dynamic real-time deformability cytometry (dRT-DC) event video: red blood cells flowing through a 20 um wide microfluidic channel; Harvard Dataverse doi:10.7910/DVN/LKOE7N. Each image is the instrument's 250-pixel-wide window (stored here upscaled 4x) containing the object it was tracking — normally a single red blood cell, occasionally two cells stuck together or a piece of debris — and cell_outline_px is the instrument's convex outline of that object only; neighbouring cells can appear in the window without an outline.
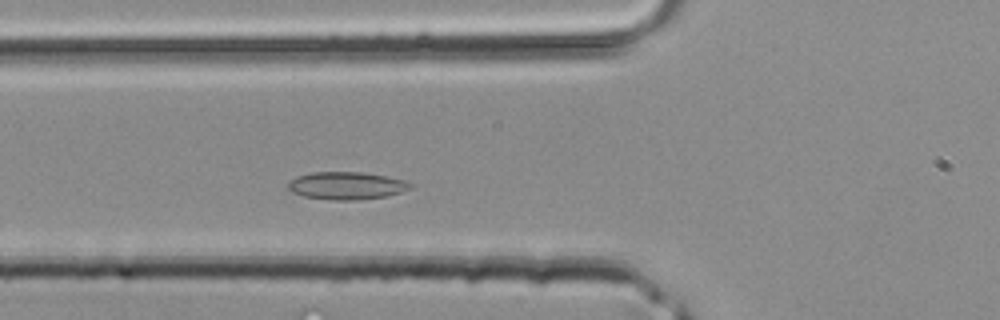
{"species": "common noctule bat (a hibernating species)", "species_latin": "Nyctalus noctula", "temperature_condition": "room temperature", "stored_images_in_passage": 35, "camera_frame_rate_fps": 3000, "um_per_image_px": 0.085, "animal": {"sex": "male", "body_mass_g": 20.4}, "frame": {"image": 1, "passage_image": 9, "time_ms": 2.667, "image_size_px": [1000, 320], "cell_outline_px": [[416, 184], [412, 188], [400, 192], [384, 196], [356, 200], [332, 200], [304, 196], [292, 192], [288, 188], [288, 184], [296, 176], [312, 172], [360, 172], [388, 176], [404, 180]], "centroid_in_image_um": [29.49, 15.77], "position_along_channel_um": 96.3, "area_um2": 19.65}}
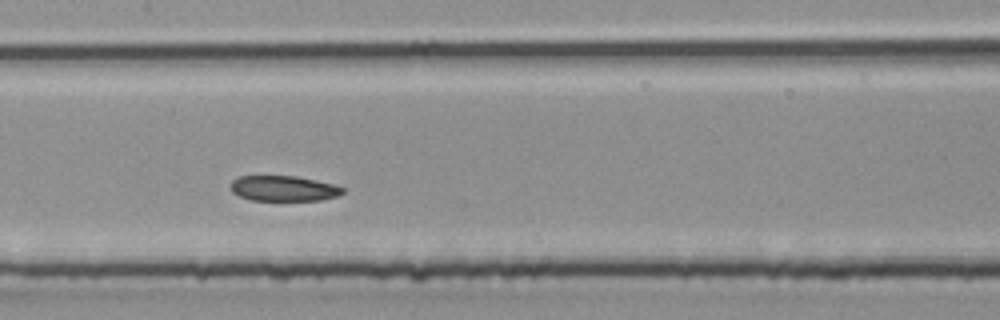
{"frame": {"image": 2, "passage_image": 14, "time_ms": 4.333, "image_size_px": [1000, 320], "cell_outline_px": [[344, 192], [336, 196], [320, 200], [252, 200], [240, 196], [232, 192], [228, 184], [236, 176], [296, 176], [336, 184], [344, 188]], "centroid_in_image_um": [24.08, 16.0], "position_along_channel_um": 183.3, "area_um2": 16.7}}
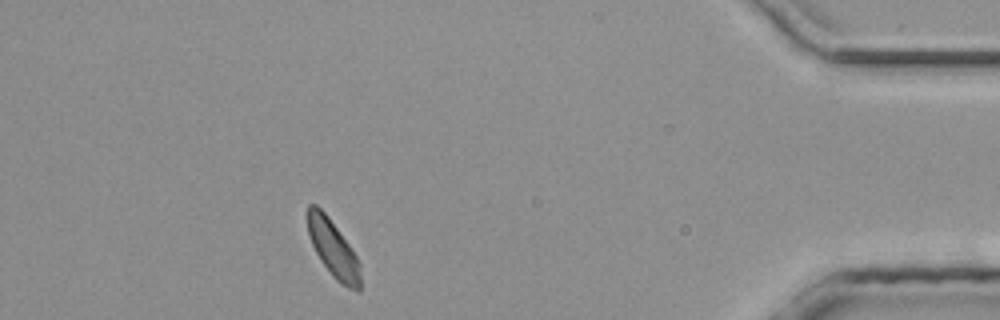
{"frame": {"image": 3, "passage_image": 30, "time_ms": 9.667, "image_size_px": [1000, 320], "cell_outline_px": [[360, 292], [348, 288], [340, 284], [332, 276], [320, 260], [312, 244], [308, 232], [308, 204], [316, 204], [328, 216], [348, 244], [356, 256], [360, 264]], "centroid_in_image_um": [28.32, 21.17], "position_along_channel_um": 406.9, "area_um2": 17.34}}